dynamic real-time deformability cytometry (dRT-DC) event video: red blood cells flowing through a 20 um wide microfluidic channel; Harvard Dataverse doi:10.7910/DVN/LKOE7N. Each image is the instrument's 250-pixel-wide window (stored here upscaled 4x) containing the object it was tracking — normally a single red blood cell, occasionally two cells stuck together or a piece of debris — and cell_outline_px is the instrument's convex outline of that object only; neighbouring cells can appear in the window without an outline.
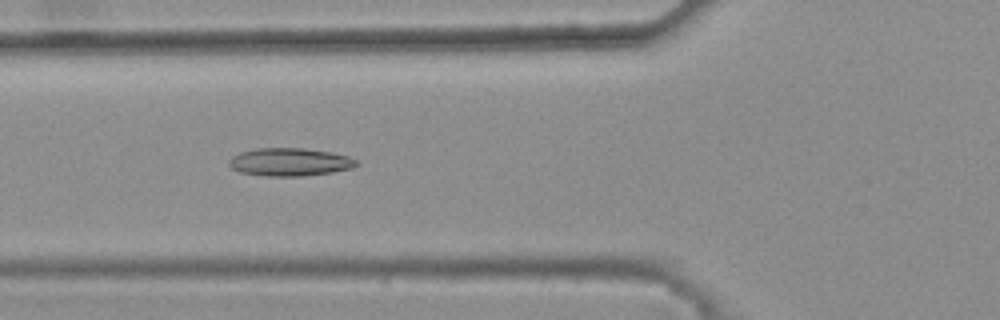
{"species": "common noctule bat (a hibernating species)", "species_latin": "Nyctalus noctula", "temperature_condition": "warm", "stored_images_in_passage": 46, "camera_frame_rate_fps": 3000, "um_per_image_px": 0.085, "animal": {"sex": "female", "body_mass_g": 25.1}, "frame": {"image": 1, "passage_image": 19, "time_ms": 6.0, "image_size_px": [1000, 320], "cell_outline_px": [[356, 164], [352, 168], [332, 172], [300, 176], [268, 176], [240, 172], [232, 168], [228, 164], [228, 160], [232, 156], [240, 152], [256, 148], [304, 148], [332, 152], [348, 156], [356, 160]], "centroid_in_image_um": [24.6, 13.76], "position_along_channel_um": 101.2, "area_um2": 20.69}}
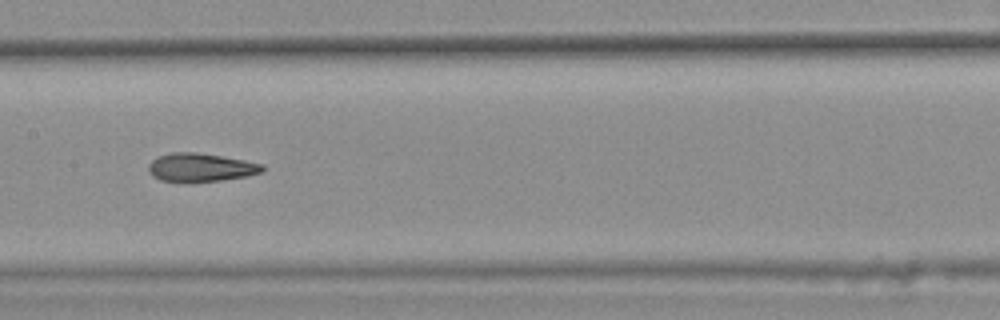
{"frame": {"image": 2, "passage_image": 26, "time_ms": 8.333, "image_size_px": [1000, 320], "cell_outline_px": [[264, 172], [248, 176], [220, 180], [188, 184], [160, 180], [152, 176], [148, 172], [148, 164], [152, 160], [160, 156], [172, 152], [196, 152], [244, 160], [264, 164]], "centroid_in_image_um": [17.04, 14.26], "position_along_channel_um": 190.4, "area_um2": 19.31}}
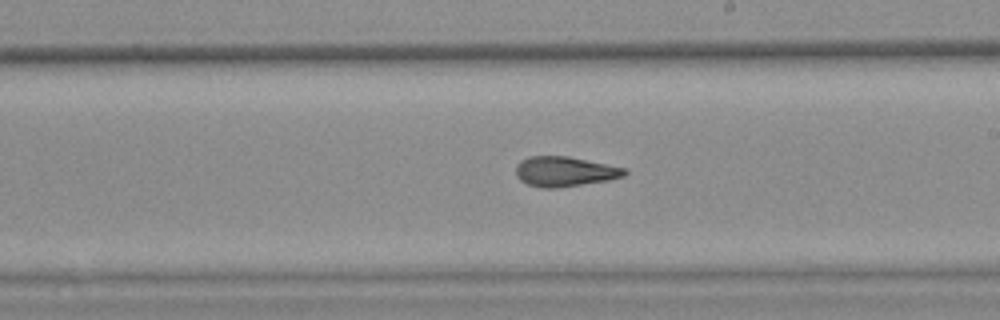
{"frame": {"image": 3, "passage_image": 30, "time_ms": 9.667, "image_size_px": [1000, 320], "cell_outline_px": [[628, 172], [624, 176], [608, 180], [556, 188], [540, 188], [528, 184], [520, 180], [516, 176], [516, 164], [520, 160], [528, 156], [568, 156], [628, 168]], "centroid_in_image_um": [48.0, 14.57], "position_along_channel_um": 241.0, "area_um2": 19.13}, "authors_computed_cell_mechanics": {"area_um2": 19.2185, "velocity_mm_per_s": 3.8112, "shape_relaxation_time_tau1_ms": null, "shape_relaxation_time_tau2_ms": 2.5644, "deformation_change_tau1": null, "deformation_change_tau2": 0.1114}}